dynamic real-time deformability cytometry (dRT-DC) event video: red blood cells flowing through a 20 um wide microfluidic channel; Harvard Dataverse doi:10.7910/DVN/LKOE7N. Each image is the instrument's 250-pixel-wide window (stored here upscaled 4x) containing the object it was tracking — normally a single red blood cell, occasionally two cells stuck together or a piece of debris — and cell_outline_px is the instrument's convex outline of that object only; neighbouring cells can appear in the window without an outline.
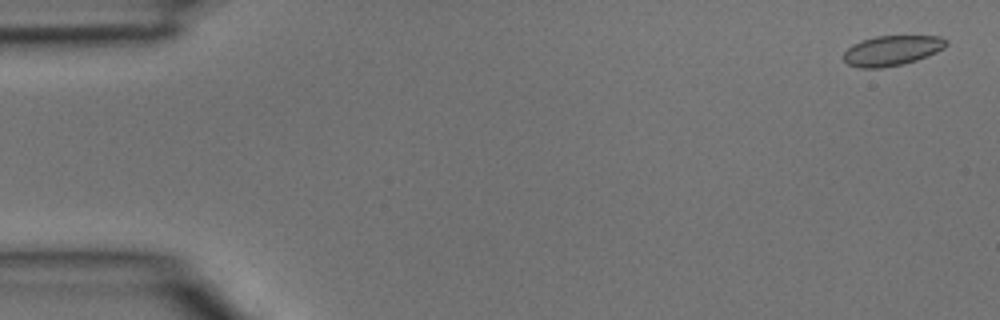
{"species": "common noctule bat (a hibernating species)", "species_latin": "Nyctalus noctula", "temperature_condition": "room temperature", "stored_images_in_passage": 2, "camera_frame_rate_fps": 3000, "um_per_image_px": 0.085, "animal": {"sex": "male", "body_mass_g": 15.6}, "frame": {"image": 1, "passage_image": 2, "time_ms": 0.333, "image_size_px": [1000, 320], "cell_outline_px": [[948, 44], [944, 48], [936, 52], [916, 60], [904, 64], [880, 68], [860, 68], [848, 64], [844, 60], [844, 52], [852, 44], [876, 36], [940, 36], [948, 40]], "centroid_in_image_um": [75.83, 4.3], "position_along_channel_um": 9.2, "area_um2": 17.92}}